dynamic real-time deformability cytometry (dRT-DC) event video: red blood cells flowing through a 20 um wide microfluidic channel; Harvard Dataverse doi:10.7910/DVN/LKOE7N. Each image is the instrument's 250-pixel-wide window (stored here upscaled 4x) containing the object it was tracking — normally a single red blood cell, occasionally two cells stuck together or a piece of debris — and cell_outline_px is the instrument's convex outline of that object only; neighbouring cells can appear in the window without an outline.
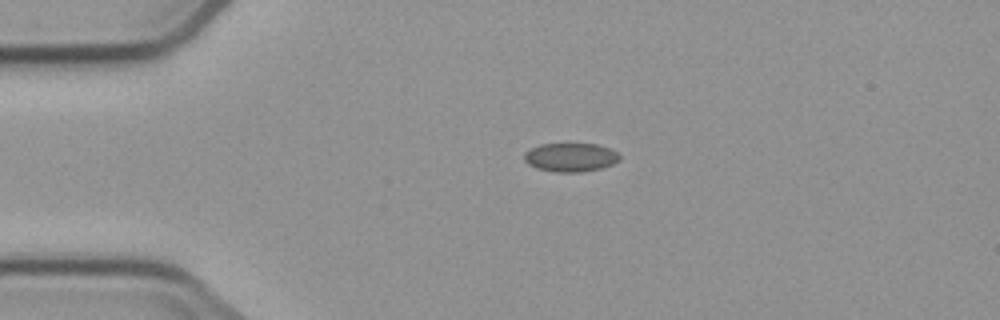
{"species": "common noctule bat (a hibernating species)", "species_latin": "Nyctalus noctula", "temperature_condition": "cold", "stored_images_in_passage": 4, "camera_frame_rate_fps": 3000, "um_per_image_px": 0.085, "animal": {"sex": "male", "body_mass_g": 23.1, "forearm_length_mm": 52.7}, "frame": {"image": 1, "passage_image": 3, "time_ms": 2.333, "image_size_px": [1000, 320], "cell_outline_px": [[620, 160], [612, 164], [600, 168], [580, 172], [556, 172], [536, 168], [528, 164], [524, 160], [524, 152], [540, 144], [568, 140], [596, 144], [608, 148], [616, 152], [620, 156]], "centroid_in_image_um": [48.46, 13.31], "position_along_channel_um": 36.5, "area_um2": 16.65}}